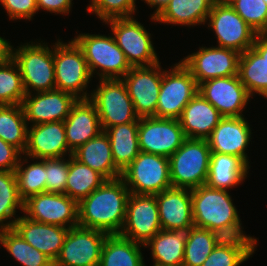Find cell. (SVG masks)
Segmentation results:
<instances>
[{
    "mask_svg": "<svg viewBox=\"0 0 267 266\" xmlns=\"http://www.w3.org/2000/svg\"><path fill=\"white\" fill-rule=\"evenodd\" d=\"M0 202L23 203L20 198L14 171H0Z\"/></svg>",
    "mask_w": 267,
    "mask_h": 266,
    "instance_id": "ee69618b",
    "label": "cell"
},
{
    "mask_svg": "<svg viewBox=\"0 0 267 266\" xmlns=\"http://www.w3.org/2000/svg\"><path fill=\"white\" fill-rule=\"evenodd\" d=\"M185 244V231L160 230L144 247L150 246L154 265L183 266Z\"/></svg>",
    "mask_w": 267,
    "mask_h": 266,
    "instance_id": "f546056e",
    "label": "cell"
},
{
    "mask_svg": "<svg viewBox=\"0 0 267 266\" xmlns=\"http://www.w3.org/2000/svg\"><path fill=\"white\" fill-rule=\"evenodd\" d=\"M27 243L48 256L58 257L69 228L33 221L20 216L12 227Z\"/></svg>",
    "mask_w": 267,
    "mask_h": 266,
    "instance_id": "603a6c76",
    "label": "cell"
},
{
    "mask_svg": "<svg viewBox=\"0 0 267 266\" xmlns=\"http://www.w3.org/2000/svg\"><path fill=\"white\" fill-rule=\"evenodd\" d=\"M155 198L162 230L187 232L194 226L191 189L171 187Z\"/></svg>",
    "mask_w": 267,
    "mask_h": 266,
    "instance_id": "7402d4cb",
    "label": "cell"
},
{
    "mask_svg": "<svg viewBox=\"0 0 267 266\" xmlns=\"http://www.w3.org/2000/svg\"><path fill=\"white\" fill-rule=\"evenodd\" d=\"M254 237L223 238L201 266H240L257 246Z\"/></svg>",
    "mask_w": 267,
    "mask_h": 266,
    "instance_id": "4dcf8cb0",
    "label": "cell"
},
{
    "mask_svg": "<svg viewBox=\"0 0 267 266\" xmlns=\"http://www.w3.org/2000/svg\"><path fill=\"white\" fill-rule=\"evenodd\" d=\"M138 139L141 152L169 158L186 139L178 119L139 118Z\"/></svg>",
    "mask_w": 267,
    "mask_h": 266,
    "instance_id": "5bb4252c",
    "label": "cell"
},
{
    "mask_svg": "<svg viewBox=\"0 0 267 266\" xmlns=\"http://www.w3.org/2000/svg\"><path fill=\"white\" fill-rule=\"evenodd\" d=\"M69 154H68V153ZM29 159H58L73 155L69 150L63 121L30 125L23 155Z\"/></svg>",
    "mask_w": 267,
    "mask_h": 266,
    "instance_id": "ffe728a7",
    "label": "cell"
},
{
    "mask_svg": "<svg viewBox=\"0 0 267 266\" xmlns=\"http://www.w3.org/2000/svg\"><path fill=\"white\" fill-rule=\"evenodd\" d=\"M17 48L12 47L11 57L19 67L25 93L56 89L53 48L45 42H29Z\"/></svg>",
    "mask_w": 267,
    "mask_h": 266,
    "instance_id": "5b68a950",
    "label": "cell"
},
{
    "mask_svg": "<svg viewBox=\"0 0 267 266\" xmlns=\"http://www.w3.org/2000/svg\"><path fill=\"white\" fill-rule=\"evenodd\" d=\"M216 0H171L156 22L180 26L204 25Z\"/></svg>",
    "mask_w": 267,
    "mask_h": 266,
    "instance_id": "83f0119b",
    "label": "cell"
},
{
    "mask_svg": "<svg viewBox=\"0 0 267 266\" xmlns=\"http://www.w3.org/2000/svg\"><path fill=\"white\" fill-rule=\"evenodd\" d=\"M73 95L58 89L45 92L26 94L22 101L27 124L38 125L42 123L64 121L70 113L72 106L77 102Z\"/></svg>",
    "mask_w": 267,
    "mask_h": 266,
    "instance_id": "d6986e66",
    "label": "cell"
},
{
    "mask_svg": "<svg viewBox=\"0 0 267 266\" xmlns=\"http://www.w3.org/2000/svg\"><path fill=\"white\" fill-rule=\"evenodd\" d=\"M257 33H267V4L264 0H226Z\"/></svg>",
    "mask_w": 267,
    "mask_h": 266,
    "instance_id": "ab89813d",
    "label": "cell"
},
{
    "mask_svg": "<svg viewBox=\"0 0 267 266\" xmlns=\"http://www.w3.org/2000/svg\"><path fill=\"white\" fill-rule=\"evenodd\" d=\"M86 11L95 13L102 23L114 18H130L136 11V0H91Z\"/></svg>",
    "mask_w": 267,
    "mask_h": 266,
    "instance_id": "60d3db41",
    "label": "cell"
},
{
    "mask_svg": "<svg viewBox=\"0 0 267 266\" xmlns=\"http://www.w3.org/2000/svg\"><path fill=\"white\" fill-rule=\"evenodd\" d=\"M252 47L267 61V33L257 34Z\"/></svg>",
    "mask_w": 267,
    "mask_h": 266,
    "instance_id": "c3c4849f",
    "label": "cell"
},
{
    "mask_svg": "<svg viewBox=\"0 0 267 266\" xmlns=\"http://www.w3.org/2000/svg\"><path fill=\"white\" fill-rule=\"evenodd\" d=\"M198 92L223 117H243V109L252 98L238 75L204 81L198 85Z\"/></svg>",
    "mask_w": 267,
    "mask_h": 266,
    "instance_id": "ac0fdd59",
    "label": "cell"
},
{
    "mask_svg": "<svg viewBox=\"0 0 267 266\" xmlns=\"http://www.w3.org/2000/svg\"><path fill=\"white\" fill-rule=\"evenodd\" d=\"M73 0H36L38 11L42 8L45 11L55 14H68L72 8Z\"/></svg>",
    "mask_w": 267,
    "mask_h": 266,
    "instance_id": "7dc6e473",
    "label": "cell"
},
{
    "mask_svg": "<svg viewBox=\"0 0 267 266\" xmlns=\"http://www.w3.org/2000/svg\"><path fill=\"white\" fill-rule=\"evenodd\" d=\"M107 179L89 166L69 157V172L65 194L79 202L99 188Z\"/></svg>",
    "mask_w": 267,
    "mask_h": 266,
    "instance_id": "836d02e7",
    "label": "cell"
},
{
    "mask_svg": "<svg viewBox=\"0 0 267 266\" xmlns=\"http://www.w3.org/2000/svg\"><path fill=\"white\" fill-rule=\"evenodd\" d=\"M52 47L56 89L78 100L89 99L86 89L92 76L81 48L73 39L68 43L58 39Z\"/></svg>",
    "mask_w": 267,
    "mask_h": 266,
    "instance_id": "8992f818",
    "label": "cell"
},
{
    "mask_svg": "<svg viewBox=\"0 0 267 266\" xmlns=\"http://www.w3.org/2000/svg\"><path fill=\"white\" fill-rule=\"evenodd\" d=\"M161 228L155 195L130 193L121 237L145 245Z\"/></svg>",
    "mask_w": 267,
    "mask_h": 266,
    "instance_id": "e0dca14e",
    "label": "cell"
},
{
    "mask_svg": "<svg viewBox=\"0 0 267 266\" xmlns=\"http://www.w3.org/2000/svg\"><path fill=\"white\" fill-rule=\"evenodd\" d=\"M144 3L151 8H156L155 12L151 15V20L155 21V18L165 9L171 0H143Z\"/></svg>",
    "mask_w": 267,
    "mask_h": 266,
    "instance_id": "f907efd6",
    "label": "cell"
},
{
    "mask_svg": "<svg viewBox=\"0 0 267 266\" xmlns=\"http://www.w3.org/2000/svg\"><path fill=\"white\" fill-rule=\"evenodd\" d=\"M10 20H32L38 13L36 0H0Z\"/></svg>",
    "mask_w": 267,
    "mask_h": 266,
    "instance_id": "7bdbcfd3",
    "label": "cell"
},
{
    "mask_svg": "<svg viewBox=\"0 0 267 266\" xmlns=\"http://www.w3.org/2000/svg\"><path fill=\"white\" fill-rule=\"evenodd\" d=\"M160 64L132 67L122 78L139 118L156 117L163 73Z\"/></svg>",
    "mask_w": 267,
    "mask_h": 266,
    "instance_id": "9a60e30c",
    "label": "cell"
},
{
    "mask_svg": "<svg viewBox=\"0 0 267 266\" xmlns=\"http://www.w3.org/2000/svg\"><path fill=\"white\" fill-rule=\"evenodd\" d=\"M107 236L105 232L79 225L69 228L53 266H99Z\"/></svg>",
    "mask_w": 267,
    "mask_h": 266,
    "instance_id": "7c38bea8",
    "label": "cell"
},
{
    "mask_svg": "<svg viewBox=\"0 0 267 266\" xmlns=\"http://www.w3.org/2000/svg\"><path fill=\"white\" fill-rule=\"evenodd\" d=\"M208 27L215 32L219 47L240 54L252 48L257 33L237 14L226 0H216L208 15Z\"/></svg>",
    "mask_w": 267,
    "mask_h": 266,
    "instance_id": "8fae6325",
    "label": "cell"
},
{
    "mask_svg": "<svg viewBox=\"0 0 267 266\" xmlns=\"http://www.w3.org/2000/svg\"><path fill=\"white\" fill-rule=\"evenodd\" d=\"M210 155L207 139L186 138L169 157L172 187L194 189L206 184Z\"/></svg>",
    "mask_w": 267,
    "mask_h": 266,
    "instance_id": "3957f363",
    "label": "cell"
},
{
    "mask_svg": "<svg viewBox=\"0 0 267 266\" xmlns=\"http://www.w3.org/2000/svg\"><path fill=\"white\" fill-rule=\"evenodd\" d=\"M24 216L66 228L78 226V202L63 193H39L23 202ZM26 213V214H25Z\"/></svg>",
    "mask_w": 267,
    "mask_h": 266,
    "instance_id": "4fadbf2b",
    "label": "cell"
},
{
    "mask_svg": "<svg viewBox=\"0 0 267 266\" xmlns=\"http://www.w3.org/2000/svg\"><path fill=\"white\" fill-rule=\"evenodd\" d=\"M21 155L24 156L17 148L0 138V171H14Z\"/></svg>",
    "mask_w": 267,
    "mask_h": 266,
    "instance_id": "f6af8a7d",
    "label": "cell"
},
{
    "mask_svg": "<svg viewBox=\"0 0 267 266\" xmlns=\"http://www.w3.org/2000/svg\"><path fill=\"white\" fill-rule=\"evenodd\" d=\"M130 193L156 195L172 187L169 158L140 152L122 172Z\"/></svg>",
    "mask_w": 267,
    "mask_h": 266,
    "instance_id": "52a82bcc",
    "label": "cell"
},
{
    "mask_svg": "<svg viewBox=\"0 0 267 266\" xmlns=\"http://www.w3.org/2000/svg\"><path fill=\"white\" fill-rule=\"evenodd\" d=\"M110 25L114 39L131 67L159 63L151 34L134 17L114 18L104 22Z\"/></svg>",
    "mask_w": 267,
    "mask_h": 266,
    "instance_id": "30bf717a",
    "label": "cell"
},
{
    "mask_svg": "<svg viewBox=\"0 0 267 266\" xmlns=\"http://www.w3.org/2000/svg\"><path fill=\"white\" fill-rule=\"evenodd\" d=\"M28 124L20 104L0 105V138L22 154L27 147Z\"/></svg>",
    "mask_w": 267,
    "mask_h": 266,
    "instance_id": "e575fe53",
    "label": "cell"
},
{
    "mask_svg": "<svg viewBox=\"0 0 267 266\" xmlns=\"http://www.w3.org/2000/svg\"><path fill=\"white\" fill-rule=\"evenodd\" d=\"M141 247L144 245L120 235H108L101 250L99 266H145Z\"/></svg>",
    "mask_w": 267,
    "mask_h": 266,
    "instance_id": "1f68e13d",
    "label": "cell"
},
{
    "mask_svg": "<svg viewBox=\"0 0 267 266\" xmlns=\"http://www.w3.org/2000/svg\"><path fill=\"white\" fill-rule=\"evenodd\" d=\"M69 159H46V192L65 194Z\"/></svg>",
    "mask_w": 267,
    "mask_h": 266,
    "instance_id": "b9f144b4",
    "label": "cell"
},
{
    "mask_svg": "<svg viewBox=\"0 0 267 266\" xmlns=\"http://www.w3.org/2000/svg\"><path fill=\"white\" fill-rule=\"evenodd\" d=\"M0 244L22 266H53V261L27 243L13 228L0 231Z\"/></svg>",
    "mask_w": 267,
    "mask_h": 266,
    "instance_id": "8d00e7d4",
    "label": "cell"
},
{
    "mask_svg": "<svg viewBox=\"0 0 267 266\" xmlns=\"http://www.w3.org/2000/svg\"><path fill=\"white\" fill-rule=\"evenodd\" d=\"M63 122L72 153L102 131L96 107L89 99L77 100Z\"/></svg>",
    "mask_w": 267,
    "mask_h": 266,
    "instance_id": "cb8c5ba5",
    "label": "cell"
},
{
    "mask_svg": "<svg viewBox=\"0 0 267 266\" xmlns=\"http://www.w3.org/2000/svg\"><path fill=\"white\" fill-rule=\"evenodd\" d=\"M238 77L251 97L267 99V61L253 47L240 54Z\"/></svg>",
    "mask_w": 267,
    "mask_h": 266,
    "instance_id": "d6a6232c",
    "label": "cell"
},
{
    "mask_svg": "<svg viewBox=\"0 0 267 266\" xmlns=\"http://www.w3.org/2000/svg\"><path fill=\"white\" fill-rule=\"evenodd\" d=\"M231 195L227 190L207 184L191 189L194 226L216 232L223 238L252 237L246 235Z\"/></svg>",
    "mask_w": 267,
    "mask_h": 266,
    "instance_id": "7a4b0ae2",
    "label": "cell"
},
{
    "mask_svg": "<svg viewBox=\"0 0 267 266\" xmlns=\"http://www.w3.org/2000/svg\"><path fill=\"white\" fill-rule=\"evenodd\" d=\"M223 116L199 92L184 107L178 119L186 138L207 139Z\"/></svg>",
    "mask_w": 267,
    "mask_h": 266,
    "instance_id": "d4e9b609",
    "label": "cell"
},
{
    "mask_svg": "<svg viewBox=\"0 0 267 266\" xmlns=\"http://www.w3.org/2000/svg\"><path fill=\"white\" fill-rule=\"evenodd\" d=\"M24 157V160L20 157L14 170L19 196L23 201L32 195L46 192V159H37L36 162L24 167V163H28V157Z\"/></svg>",
    "mask_w": 267,
    "mask_h": 266,
    "instance_id": "74e56055",
    "label": "cell"
},
{
    "mask_svg": "<svg viewBox=\"0 0 267 266\" xmlns=\"http://www.w3.org/2000/svg\"><path fill=\"white\" fill-rule=\"evenodd\" d=\"M240 53L223 47H200L181 60L191 72L197 85L204 81L238 75Z\"/></svg>",
    "mask_w": 267,
    "mask_h": 266,
    "instance_id": "2e32d148",
    "label": "cell"
},
{
    "mask_svg": "<svg viewBox=\"0 0 267 266\" xmlns=\"http://www.w3.org/2000/svg\"><path fill=\"white\" fill-rule=\"evenodd\" d=\"M162 70L156 118L179 119L184 107L198 93V85L181 61L171 70Z\"/></svg>",
    "mask_w": 267,
    "mask_h": 266,
    "instance_id": "9c48e42d",
    "label": "cell"
},
{
    "mask_svg": "<svg viewBox=\"0 0 267 266\" xmlns=\"http://www.w3.org/2000/svg\"><path fill=\"white\" fill-rule=\"evenodd\" d=\"M139 119L107 128L112 157L116 168L122 173L141 152L138 139Z\"/></svg>",
    "mask_w": 267,
    "mask_h": 266,
    "instance_id": "f1b7e54d",
    "label": "cell"
},
{
    "mask_svg": "<svg viewBox=\"0 0 267 266\" xmlns=\"http://www.w3.org/2000/svg\"><path fill=\"white\" fill-rule=\"evenodd\" d=\"M17 209L22 210L23 212V203L0 202V231H3L5 229H10L13 227L15 221L19 218V216L17 218L15 217Z\"/></svg>",
    "mask_w": 267,
    "mask_h": 266,
    "instance_id": "bcb514c9",
    "label": "cell"
},
{
    "mask_svg": "<svg viewBox=\"0 0 267 266\" xmlns=\"http://www.w3.org/2000/svg\"><path fill=\"white\" fill-rule=\"evenodd\" d=\"M80 163L102 174L107 180L117 179L122 173L116 168L111 143L105 131L82 144L72 155Z\"/></svg>",
    "mask_w": 267,
    "mask_h": 266,
    "instance_id": "484cf974",
    "label": "cell"
},
{
    "mask_svg": "<svg viewBox=\"0 0 267 266\" xmlns=\"http://www.w3.org/2000/svg\"><path fill=\"white\" fill-rule=\"evenodd\" d=\"M249 168L250 166L240 157L211 153L206 184L228 191L245 180Z\"/></svg>",
    "mask_w": 267,
    "mask_h": 266,
    "instance_id": "4316f807",
    "label": "cell"
},
{
    "mask_svg": "<svg viewBox=\"0 0 267 266\" xmlns=\"http://www.w3.org/2000/svg\"><path fill=\"white\" fill-rule=\"evenodd\" d=\"M73 40L81 48L92 77L97 73L99 79H122L132 68L112 35L81 33Z\"/></svg>",
    "mask_w": 267,
    "mask_h": 266,
    "instance_id": "277c9868",
    "label": "cell"
},
{
    "mask_svg": "<svg viewBox=\"0 0 267 266\" xmlns=\"http://www.w3.org/2000/svg\"><path fill=\"white\" fill-rule=\"evenodd\" d=\"M222 239L221 235L208 229L190 228L186 232L183 266H201Z\"/></svg>",
    "mask_w": 267,
    "mask_h": 266,
    "instance_id": "d590c367",
    "label": "cell"
},
{
    "mask_svg": "<svg viewBox=\"0 0 267 266\" xmlns=\"http://www.w3.org/2000/svg\"><path fill=\"white\" fill-rule=\"evenodd\" d=\"M129 195L121 177L106 180L78 202V225L108 235H119L125 223Z\"/></svg>",
    "mask_w": 267,
    "mask_h": 266,
    "instance_id": "6da1fadb",
    "label": "cell"
},
{
    "mask_svg": "<svg viewBox=\"0 0 267 266\" xmlns=\"http://www.w3.org/2000/svg\"><path fill=\"white\" fill-rule=\"evenodd\" d=\"M89 100L96 107L102 131L139 119L122 79H100Z\"/></svg>",
    "mask_w": 267,
    "mask_h": 266,
    "instance_id": "ba28073f",
    "label": "cell"
},
{
    "mask_svg": "<svg viewBox=\"0 0 267 266\" xmlns=\"http://www.w3.org/2000/svg\"><path fill=\"white\" fill-rule=\"evenodd\" d=\"M12 46L5 38L0 36V64L8 61L12 56Z\"/></svg>",
    "mask_w": 267,
    "mask_h": 266,
    "instance_id": "681fc988",
    "label": "cell"
},
{
    "mask_svg": "<svg viewBox=\"0 0 267 266\" xmlns=\"http://www.w3.org/2000/svg\"><path fill=\"white\" fill-rule=\"evenodd\" d=\"M251 127L244 117H223L207 138L211 153L233 155L242 158L248 165V144Z\"/></svg>",
    "mask_w": 267,
    "mask_h": 266,
    "instance_id": "44dd1931",
    "label": "cell"
},
{
    "mask_svg": "<svg viewBox=\"0 0 267 266\" xmlns=\"http://www.w3.org/2000/svg\"><path fill=\"white\" fill-rule=\"evenodd\" d=\"M25 96L19 67L11 57L0 64V105H21Z\"/></svg>",
    "mask_w": 267,
    "mask_h": 266,
    "instance_id": "f35d334b",
    "label": "cell"
}]
</instances>
